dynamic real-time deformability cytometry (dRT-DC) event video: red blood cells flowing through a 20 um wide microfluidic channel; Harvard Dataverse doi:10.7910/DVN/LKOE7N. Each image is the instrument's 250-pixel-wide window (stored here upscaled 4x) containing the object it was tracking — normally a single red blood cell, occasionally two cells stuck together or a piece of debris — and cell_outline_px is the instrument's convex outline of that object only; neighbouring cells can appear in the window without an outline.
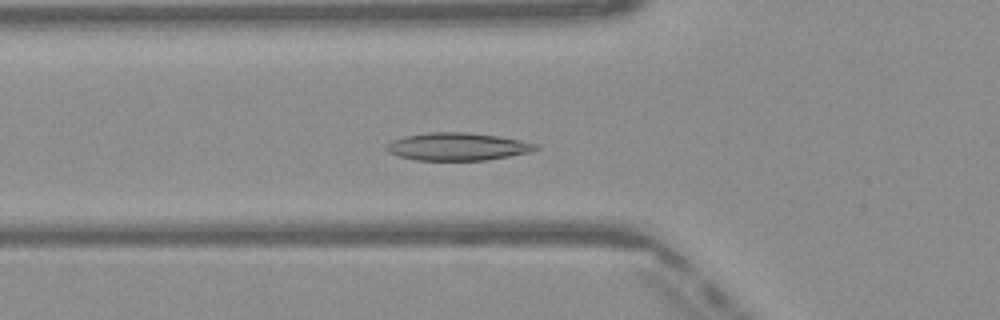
{"species": "Egyptian fruit bat (a non-hibernating species)", "species_latin": "Rousettus aegyptiacus", "temperature_condition": "warm", "stored_images_in_passage": 49, "camera_frame_rate_fps": 3000, "um_per_image_px": 0.085, "frame": {"image": 1, "passage_image": 17, "time_ms": 5.333, "image_size_px": [1000, 320], "cell_outline_px": [[540, 148], [532, 152], [488, 160], [416, 160], [396, 156], [388, 152], [384, 148], [392, 140], [404, 136], [428, 132], [468, 132], [500, 136], [520, 140], [536, 144]], "centroid_in_image_um": [38.89, 12.46], "position_along_channel_um": 86.9, "area_um2": 24.33}}
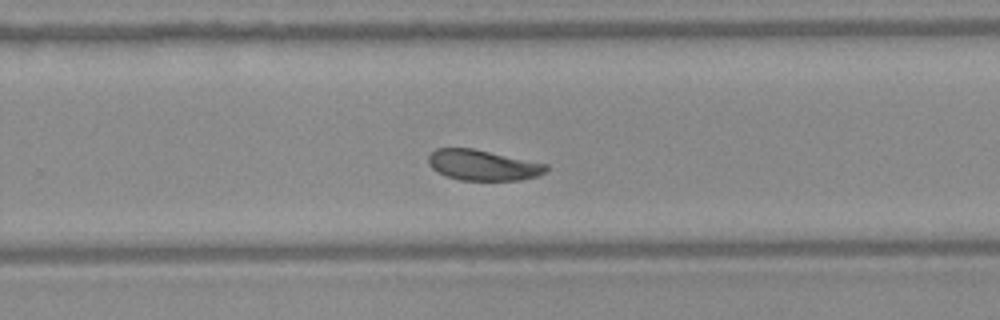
{"frame": {"image": 2, "passage_image": 32, "time_ms": 10.333, "image_size_px": [1000, 320], "cell_outline_px": [[548, 168], [540, 176], [520, 180], [460, 180], [448, 176], [432, 168], [428, 164], [428, 156], [436, 148], [472, 148], [548, 164]], "centroid_in_image_um": [41.06, 14.04], "position_along_channel_um": 288.7, "area_um2": 20.87}}
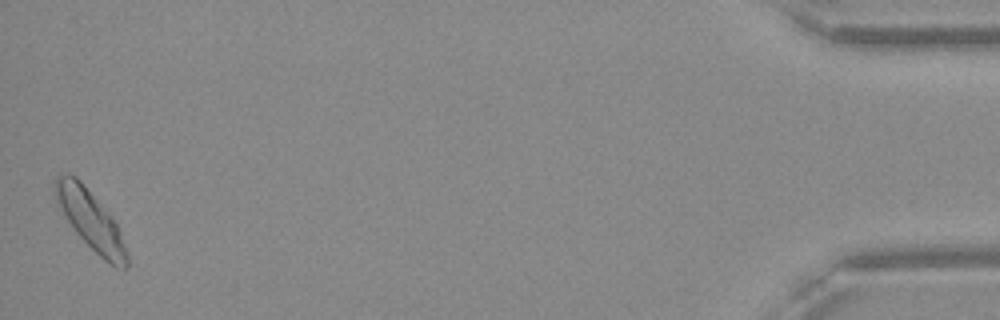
{"frame": {"image": 3, "passage_image": 49, "time_ms": 16.0, "image_size_px": [1000, 320], "cell_outline_px": [[128, 264], [124, 272], [108, 264], [76, 232], [56, 204], [52, 192], [52, 188], [56, 176], [68, 172], [76, 176], [80, 180], [112, 216], [116, 224], [124, 244], [128, 256]], "centroid_in_image_um": [7.66, 18.67], "position_along_channel_um": 427.5, "area_um2": 24.85}, "authors_computed_cell_mechanics": {"area_um2": 22.3108, "velocity_mm_per_s": 4.0334, "shape_relaxation_time_tau1_ms": 4.1486, "shape_relaxation_time_tau2_ms": 3.7273, "deformation_change_tau1": 0.1388, "deformation_change_tau2": 0.0764}}